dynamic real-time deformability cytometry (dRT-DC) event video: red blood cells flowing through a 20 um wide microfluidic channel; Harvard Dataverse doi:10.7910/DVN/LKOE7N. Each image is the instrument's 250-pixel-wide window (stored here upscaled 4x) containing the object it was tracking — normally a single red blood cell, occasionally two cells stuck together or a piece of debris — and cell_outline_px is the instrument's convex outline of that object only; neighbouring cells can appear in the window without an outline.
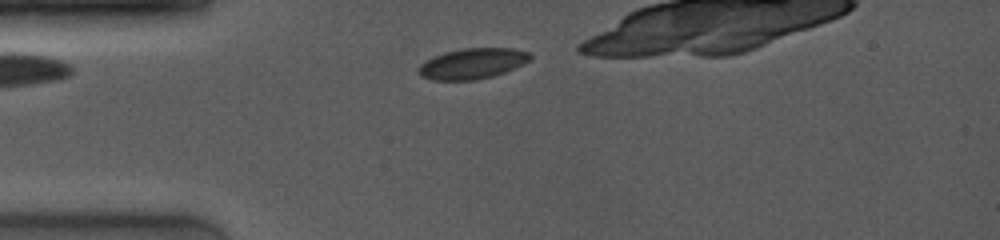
{"species": "common noctule bat (a hibernating species)", "species_latin": "Nyctalus noctula", "temperature_condition": "room temperature", "stored_images_in_passage": 20, "camera_frame_rate_fps": 4000, "um_per_image_px": 0.085, "animal": {"sex": "female", "body_mass_g": 19.0, "forearm_length_mm": 53.3}, "frame": {"image": 1, "passage_image": 1, "time_ms": 0.0, "image_size_px": [1000, 240], "cell_outline_px": [[532, 56], [528, 60], [504, 72], [492, 76], [476, 80], [432, 80], [420, 76], [420, 64], [432, 56], [444, 52], [464, 48], [512, 48], [532, 52]], "centroid_in_image_um": [40.14, 5.39], "position_along_channel_um": 44.9, "area_um2": 19.77}}
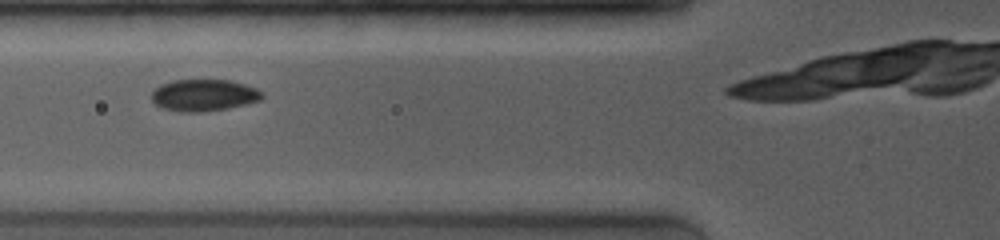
{"frame": {"image": 2, "passage_image": 10, "time_ms": 2.0, "image_size_px": [1000, 240], "cell_outline_px": [[264, 96], [260, 100], [228, 108], [200, 112], [180, 112], [164, 108], [156, 104], [152, 100], [152, 92], [160, 84], [172, 80], [232, 80], [256, 88], [264, 92]], "centroid_in_image_um": [17.34, 8.08], "position_along_channel_um": 108.5, "area_um2": 20.46}}
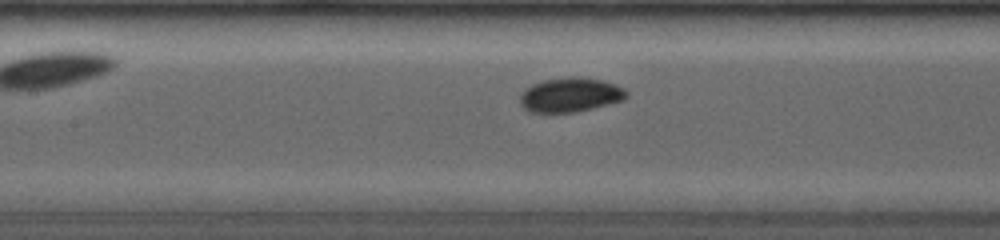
{"frame": {"image": 3, "passage_image": 16, "time_ms": 3.25, "image_size_px": [1000, 240], "cell_outline_px": [[628, 96], [624, 100], [576, 112], [528, 112], [520, 104], [520, 92], [532, 84], [544, 80], [568, 76], [572, 76], [604, 80], [616, 84], [624, 88], [628, 92]], "centroid_in_image_um": [48.48, 8.05], "position_along_channel_um": 158.9, "area_um2": 21.5}}